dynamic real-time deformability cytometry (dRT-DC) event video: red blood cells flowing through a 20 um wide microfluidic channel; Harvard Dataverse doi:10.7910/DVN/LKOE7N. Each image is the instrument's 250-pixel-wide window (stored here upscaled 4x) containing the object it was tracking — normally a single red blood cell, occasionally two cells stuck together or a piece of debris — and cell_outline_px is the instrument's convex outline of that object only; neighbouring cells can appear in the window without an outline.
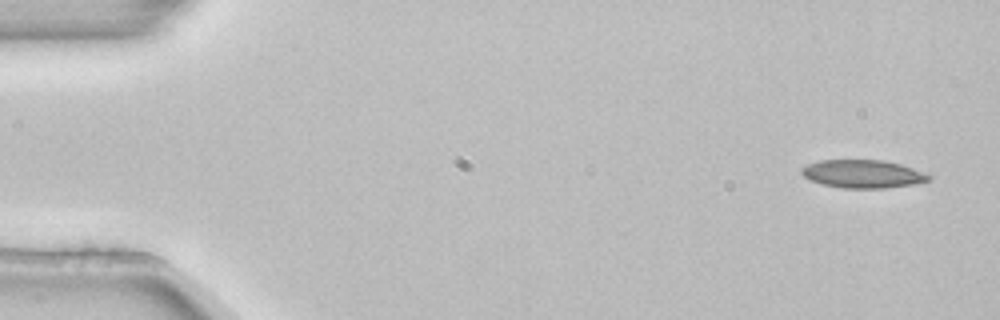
{"species": "common noctule bat (a hibernating species)", "species_latin": "Nyctalus noctula", "temperature_condition": "room temperature", "stored_images_in_passage": 5, "camera_frame_rate_fps": 3000, "um_per_image_px": 0.085, "animal": {"sex": "female", "body_mass_g": 22.7, "forearm_length_mm": 54.2}, "frame": {"image": 1, "passage_image": 1, "time_ms": 0.0, "image_size_px": [1000, 320], "cell_outline_px": [[932, 176], [928, 180], [912, 184], [884, 188], [844, 188], [820, 184], [808, 180], [800, 172], [800, 168], [808, 164], [820, 160], [884, 160], [900, 164], [912, 168]], "centroid_in_image_um": [73.27, 14.78], "position_along_channel_um": 11.7, "area_um2": 20.75}}
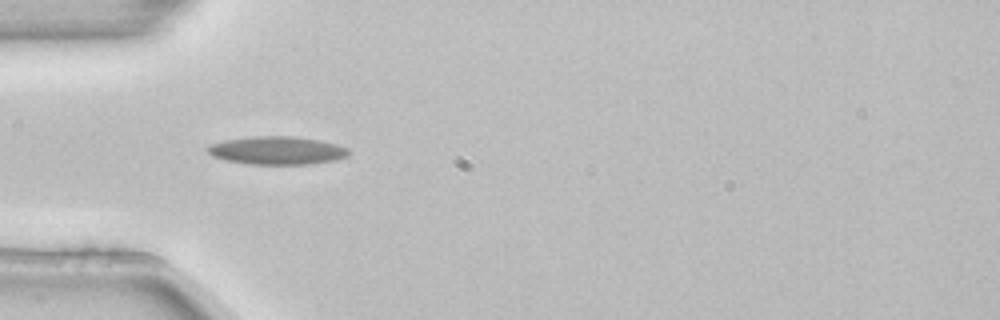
{"frame": {"image": 2, "passage_image": 4, "time_ms": 1.0, "image_size_px": [1000, 320], "cell_outline_px": [[352, 152], [348, 156], [332, 160], [308, 164], [248, 164], [224, 160], [212, 156], [204, 148], [208, 144], [224, 140], [252, 136], [296, 136], [320, 140], [336, 144], [348, 148]], "centroid_in_image_um": [23.51, 12.78], "position_along_channel_um": 61.5, "area_um2": 23.35}}